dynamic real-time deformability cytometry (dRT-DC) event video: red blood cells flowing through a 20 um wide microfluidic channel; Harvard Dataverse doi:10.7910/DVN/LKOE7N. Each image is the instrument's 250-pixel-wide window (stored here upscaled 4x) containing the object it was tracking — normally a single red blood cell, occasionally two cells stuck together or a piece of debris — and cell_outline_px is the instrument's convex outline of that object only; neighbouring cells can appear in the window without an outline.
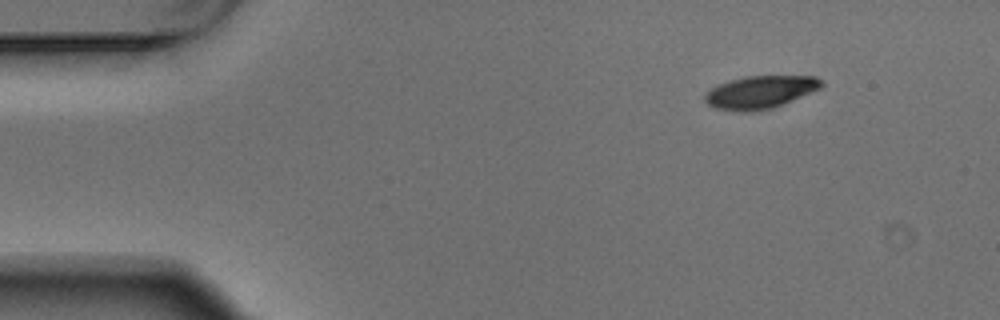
{"species": "Egyptian fruit bat (a non-hibernating species)", "species_latin": "Rousettus aegyptiacus", "temperature_condition": "warm", "stored_images_in_passage": 6, "camera_frame_rate_fps": 3000, "um_per_image_px": 0.085, "animal": {"sex": "male"}, "frame": {"image": 1, "passage_image": 1, "time_ms": 0.0, "image_size_px": [1000, 320], "cell_outline_px": [[824, 84], [820, 88], [772, 108], [752, 112], [736, 112], [716, 108], [708, 104], [704, 100], [704, 96], [712, 88], [720, 84], [744, 76], [816, 76]], "centroid_in_image_um": [64.6, 7.84], "position_along_channel_um": 20.4, "area_um2": 21.96}}
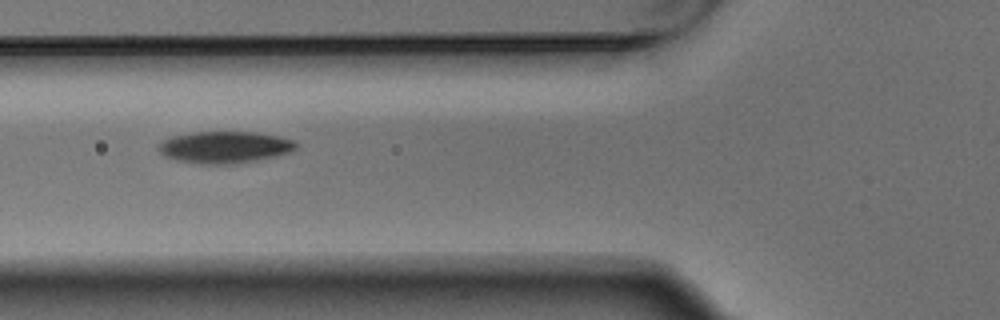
{"frame": {"image": 2, "passage_image": 5, "time_ms": 1.333, "image_size_px": [1000, 320], "cell_outline_px": [[300, 144], [292, 152], [276, 156], [236, 164], [200, 164], [176, 160], [164, 156], [156, 148], [164, 140], [172, 136], [192, 132], [256, 132], [280, 136], [296, 140]], "centroid_in_image_um": [19.15, 12.51], "position_along_channel_um": 106.7, "area_um2": 25.84}}
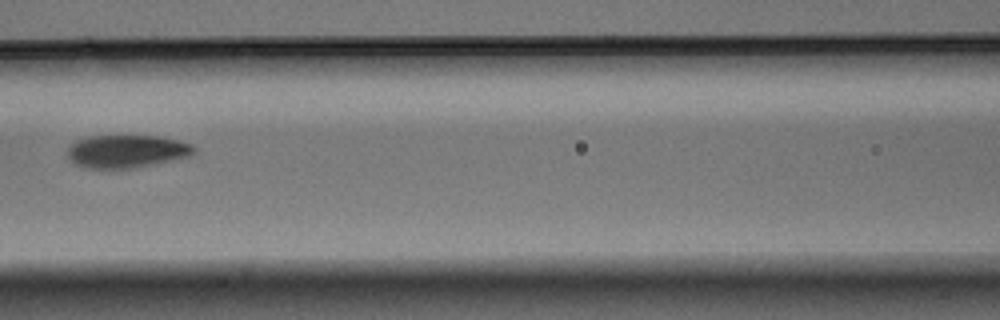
{"frame": {"image": 3, "passage_image": 6, "time_ms": 1.667, "image_size_px": [1000, 320], "cell_outline_px": [[196, 152], [188, 156], [172, 160], [136, 168], [84, 168], [68, 160], [68, 148], [76, 140], [92, 136], [160, 136], [192, 144], [196, 148]], "centroid_in_image_um": [10.76, 12.87], "position_along_channel_um": 155.8, "area_um2": 24.22}}